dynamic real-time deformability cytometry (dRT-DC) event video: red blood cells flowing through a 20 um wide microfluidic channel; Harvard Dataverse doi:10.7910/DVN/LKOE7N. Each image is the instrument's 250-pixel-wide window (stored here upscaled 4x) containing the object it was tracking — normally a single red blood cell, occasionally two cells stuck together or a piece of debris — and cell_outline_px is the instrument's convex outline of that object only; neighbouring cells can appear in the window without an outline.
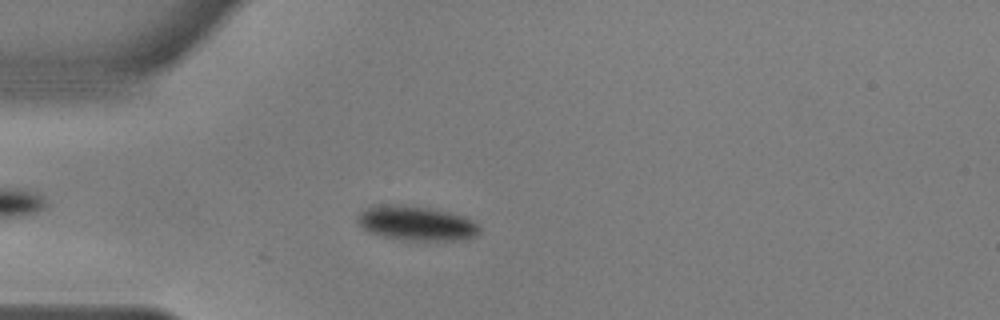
{"species": "common noctule bat (a hibernating species)", "species_latin": "Nyctalus noctula", "temperature_condition": "warm", "stored_images_in_passage": 31, "camera_frame_rate_fps": 3000, "um_per_image_px": 0.085, "animal": {"sex": "male", "body_mass_g": 17.9, "forearm_length_mm": 54.2}, "frame": {"image": 1, "passage_image": 12, "time_ms": 3.667, "image_size_px": [1000, 320], "cell_outline_px": [[480, 232], [476, 236], [464, 240], [404, 240], [380, 236], [368, 232], [360, 228], [356, 220], [356, 216], [360, 212], [376, 204], [404, 204], [428, 208], [448, 212], [464, 216], [472, 220], [480, 228]], "centroid_in_image_um": [35.34, 18.98], "position_along_channel_um": 49.7, "area_um2": 24.91}}
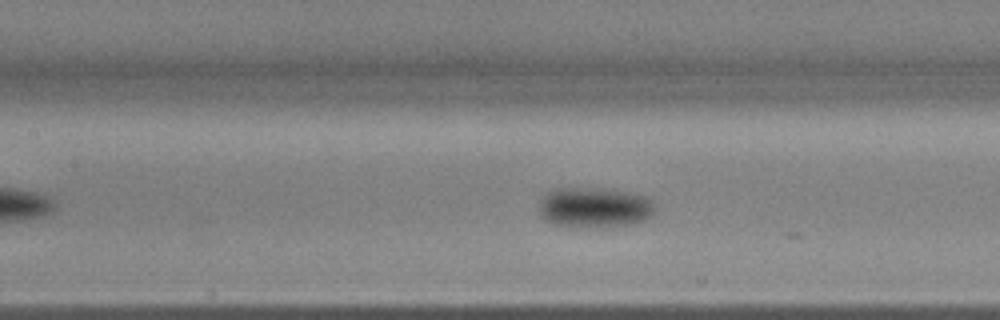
{"frame": {"image": 2, "passage_image": 22, "time_ms": 7.0, "image_size_px": [1000, 320], "cell_outline_px": [[656, 208], [652, 216], [644, 220], [632, 224], [556, 224], [548, 220], [540, 212], [540, 200], [548, 192], [556, 188], [604, 188], [632, 192], [644, 196], [652, 200]], "centroid_in_image_um": [50.61, 17.56], "position_along_channel_um": 156.8, "area_um2": 26.18}}
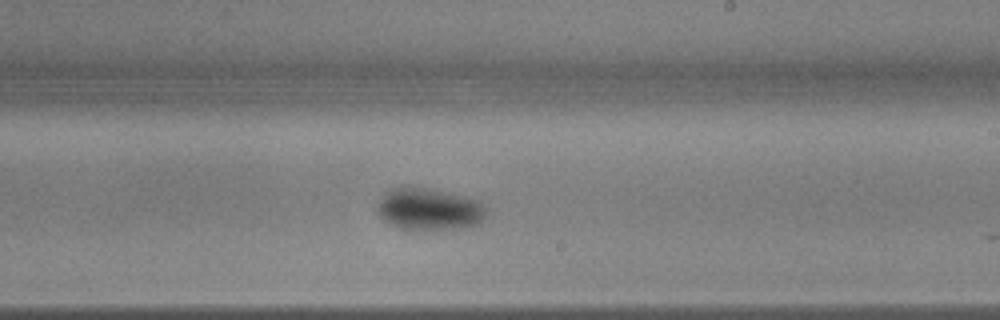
{"frame": {"image": 3, "passage_image": 30, "time_ms": 9.667, "image_size_px": [1000, 320], "cell_outline_px": [[488, 208], [484, 216], [476, 224], [464, 228], [432, 232], [400, 228], [384, 220], [376, 212], [376, 204], [384, 192], [392, 188], [424, 188], [480, 200]], "centroid_in_image_um": [36.46, 17.83], "position_along_channel_um": 252.5, "area_um2": 26.99}}